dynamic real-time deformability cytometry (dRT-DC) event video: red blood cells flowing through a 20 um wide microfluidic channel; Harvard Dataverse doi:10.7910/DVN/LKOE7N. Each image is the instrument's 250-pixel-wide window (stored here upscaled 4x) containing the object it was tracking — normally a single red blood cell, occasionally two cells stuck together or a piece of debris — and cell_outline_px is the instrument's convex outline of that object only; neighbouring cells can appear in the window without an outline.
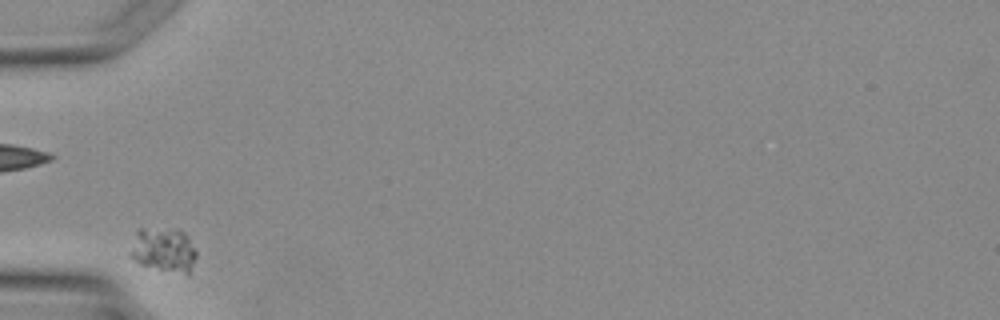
{"species": "Egyptian fruit bat (a non-hibernating species)", "species_latin": "Rousettus aegyptiacus", "temperature_condition": "warm", "stored_images_in_passage": 1, "camera_frame_rate_fps": 3000, "um_per_image_px": 0.085, "animal": {"sex": "female"}, "frame": {"image": 1, "passage_image": 1, "time_ms": 0.0, "image_size_px": [1000, 320], "cell_outline_px": [[196, 256], [192, 276], [188, 276], [140, 264], [132, 256], [132, 252], [136, 232], [140, 228], [144, 228], [184, 232], [188, 236], [196, 248]], "centroid_in_image_um": [14.03, 21.3], "position_along_channel_um": 71.0, "area_um2": 16.88}}